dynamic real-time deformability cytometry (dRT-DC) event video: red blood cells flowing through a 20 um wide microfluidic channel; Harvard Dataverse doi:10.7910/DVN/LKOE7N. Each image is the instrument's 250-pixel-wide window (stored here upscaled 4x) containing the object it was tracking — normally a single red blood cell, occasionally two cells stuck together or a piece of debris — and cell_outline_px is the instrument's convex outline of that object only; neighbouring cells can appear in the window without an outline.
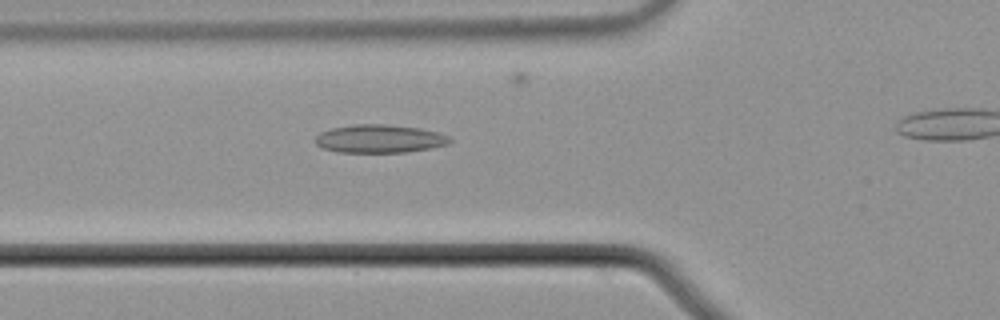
{"species": "common noctule bat (a hibernating species)", "species_latin": "Nyctalus noctula", "temperature_condition": "cold", "stored_images_in_passage": 38, "camera_frame_rate_fps": 3000, "um_per_image_px": 0.085, "animal": {"sex": "male", "body_mass_g": 21.5, "forearm_length_mm": 52.0}, "frame": {"image": 1, "passage_image": 13, "time_ms": 4.0, "image_size_px": [1000, 320], "cell_outline_px": [[452, 140], [448, 144], [408, 152], [336, 152], [320, 148], [316, 144], [316, 136], [320, 132], [332, 128], [352, 124], [384, 124], [420, 128], [436, 132], [448, 136]], "centroid_in_image_um": [32.21, 11.79], "position_along_channel_um": 93.6, "area_um2": 22.08}}
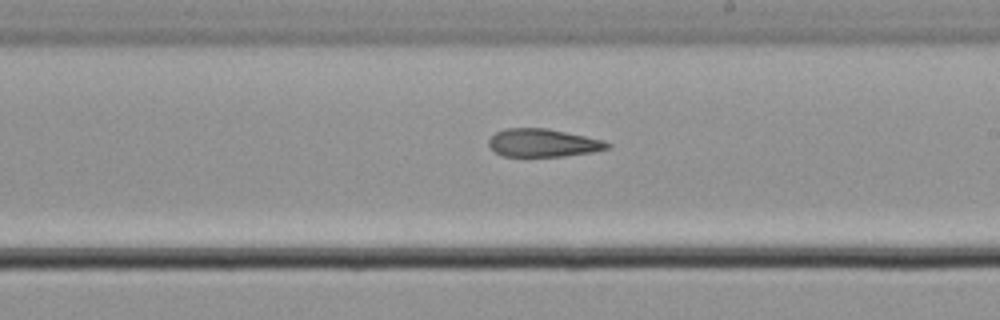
{"frame": {"image": 2, "passage_image": 25, "time_ms": 8.0, "image_size_px": [1000, 320], "cell_outline_px": [[612, 148], [592, 152], [564, 156], [504, 156], [496, 152], [488, 144], [488, 140], [496, 132], [508, 128], [548, 128], [604, 140], [612, 144]], "centroid_in_image_um": [46.21, 12.14], "position_along_channel_um": 242.8, "area_um2": 19.36}}
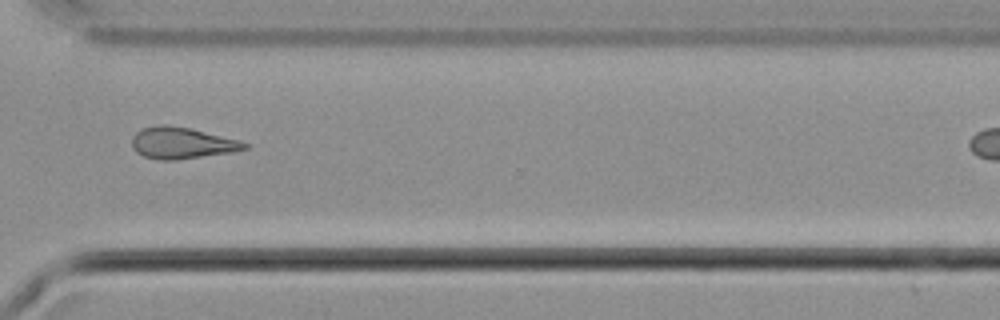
{"frame": {"image": 3, "passage_image": 34, "time_ms": 11.0, "image_size_px": [1000, 320], "cell_outline_px": [[248, 148], [232, 152], [176, 160], [156, 160], [144, 156], [136, 152], [132, 148], [132, 136], [140, 128], [160, 124], [164, 124], [188, 128], [240, 140], [248, 144]], "centroid_in_image_um": [15.41, 12.16], "position_along_channel_um": 355.2, "area_um2": 20.69}}